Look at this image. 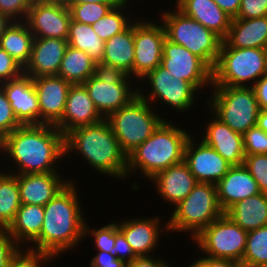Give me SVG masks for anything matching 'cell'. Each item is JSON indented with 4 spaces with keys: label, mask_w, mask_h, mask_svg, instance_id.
I'll return each instance as SVG.
<instances>
[{
    "label": "cell",
    "mask_w": 267,
    "mask_h": 267,
    "mask_svg": "<svg viewBox=\"0 0 267 267\" xmlns=\"http://www.w3.org/2000/svg\"><path fill=\"white\" fill-rule=\"evenodd\" d=\"M0 151L17 165L12 174L59 172L56 163L65 157V136L54 125H22L0 141Z\"/></svg>",
    "instance_id": "1"
},
{
    "label": "cell",
    "mask_w": 267,
    "mask_h": 267,
    "mask_svg": "<svg viewBox=\"0 0 267 267\" xmlns=\"http://www.w3.org/2000/svg\"><path fill=\"white\" fill-rule=\"evenodd\" d=\"M76 184L70 182L44 206V221L40 235L29 249L50 254L58 258L70 249L74 250L86 238L82 207Z\"/></svg>",
    "instance_id": "2"
},
{
    "label": "cell",
    "mask_w": 267,
    "mask_h": 267,
    "mask_svg": "<svg viewBox=\"0 0 267 267\" xmlns=\"http://www.w3.org/2000/svg\"><path fill=\"white\" fill-rule=\"evenodd\" d=\"M80 156L100 174L125 180L127 155L121 150L109 122H101L75 128L65 135V157L68 153Z\"/></svg>",
    "instance_id": "3"
},
{
    "label": "cell",
    "mask_w": 267,
    "mask_h": 267,
    "mask_svg": "<svg viewBox=\"0 0 267 267\" xmlns=\"http://www.w3.org/2000/svg\"><path fill=\"white\" fill-rule=\"evenodd\" d=\"M191 135L165 119L150 137L127 156V178L140 170L143 177L150 180L157 173L181 163Z\"/></svg>",
    "instance_id": "4"
},
{
    "label": "cell",
    "mask_w": 267,
    "mask_h": 267,
    "mask_svg": "<svg viewBox=\"0 0 267 267\" xmlns=\"http://www.w3.org/2000/svg\"><path fill=\"white\" fill-rule=\"evenodd\" d=\"M162 229L167 232H185L195 238L211 222L224 214L221 209L216 185L198 182L193 190L171 212Z\"/></svg>",
    "instance_id": "5"
},
{
    "label": "cell",
    "mask_w": 267,
    "mask_h": 267,
    "mask_svg": "<svg viewBox=\"0 0 267 267\" xmlns=\"http://www.w3.org/2000/svg\"><path fill=\"white\" fill-rule=\"evenodd\" d=\"M264 75H267L266 49L232 48L222 40L212 70V86L252 87Z\"/></svg>",
    "instance_id": "6"
},
{
    "label": "cell",
    "mask_w": 267,
    "mask_h": 267,
    "mask_svg": "<svg viewBox=\"0 0 267 267\" xmlns=\"http://www.w3.org/2000/svg\"><path fill=\"white\" fill-rule=\"evenodd\" d=\"M175 11H162L161 23L164 25L166 38L185 47L202 59L212 70L219 58L222 39L213 31L186 16L177 7Z\"/></svg>",
    "instance_id": "7"
},
{
    "label": "cell",
    "mask_w": 267,
    "mask_h": 267,
    "mask_svg": "<svg viewBox=\"0 0 267 267\" xmlns=\"http://www.w3.org/2000/svg\"><path fill=\"white\" fill-rule=\"evenodd\" d=\"M152 107L137 95L127 105L106 118L121 150L127 156L150 137L165 120L154 112Z\"/></svg>",
    "instance_id": "8"
},
{
    "label": "cell",
    "mask_w": 267,
    "mask_h": 267,
    "mask_svg": "<svg viewBox=\"0 0 267 267\" xmlns=\"http://www.w3.org/2000/svg\"><path fill=\"white\" fill-rule=\"evenodd\" d=\"M213 93L207 101L210 113L243 135L257 125L260 111L254 89L250 86H212Z\"/></svg>",
    "instance_id": "9"
},
{
    "label": "cell",
    "mask_w": 267,
    "mask_h": 267,
    "mask_svg": "<svg viewBox=\"0 0 267 267\" xmlns=\"http://www.w3.org/2000/svg\"><path fill=\"white\" fill-rule=\"evenodd\" d=\"M247 234L225 213L211 222L195 238L200 252L211 258L231 259L242 262Z\"/></svg>",
    "instance_id": "10"
},
{
    "label": "cell",
    "mask_w": 267,
    "mask_h": 267,
    "mask_svg": "<svg viewBox=\"0 0 267 267\" xmlns=\"http://www.w3.org/2000/svg\"><path fill=\"white\" fill-rule=\"evenodd\" d=\"M131 80L126 74L98 71L83 85L97 111L106 119L138 95V88L131 87Z\"/></svg>",
    "instance_id": "11"
},
{
    "label": "cell",
    "mask_w": 267,
    "mask_h": 267,
    "mask_svg": "<svg viewBox=\"0 0 267 267\" xmlns=\"http://www.w3.org/2000/svg\"><path fill=\"white\" fill-rule=\"evenodd\" d=\"M143 79L149 81L150 92L143 93L144 90L138 89V95L146 100L148 103L154 104L159 101L166 104L167 108L170 106L175 111H189L195 104L194 97L198 90L189 82L181 79H174L169 75L161 65L156 69L148 72ZM147 95V96H146ZM160 99V100H159Z\"/></svg>",
    "instance_id": "12"
},
{
    "label": "cell",
    "mask_w": 267,
    "mask_h": 267,
    "mask_svg": "<svg viewBox=\"0 0 267 267\" xmlns=\"http://www.w3.org/2000/svg\"><path fill=\"white\" fill-rule=\"evenodd\" d=\"M135 21L134 17V62L133 78L142 79L148 72L161 65L163 43L166 39L164 25L160 23ZM158 24V25H157Z\"/></svg>",
    "instance_id": "13"
},
{
    "label": "cell",
    "mask_w": 267,
    "mask_h": 267,
    "mask_svg": "<svg viewBox=\"0 0 267 267\" xmlns=\"http://www.w3.org/2000/svg\"><path fill=\"white\" fill-rule=\"evenodd\" d=\"M161 66L174 79L185 80L197 90L212 87V69L199 57L185 47L165 39Z\"/></svg>",
    "instance_id": "14"
},
{
    "label": "cell",
    "mask_w": 267,
    "mask_h": 267,
    "mask_svg": "<svg viewBox=\"0 0 267 267\" xmlns=\"http://www.w3.org/2000/svg\"><path fill=\"white\" fill-rule=\"evenodd\" d=\"M192 136L185 147L184 161L197 182L217 184L232 165L203 141L196 143Z\"/></svg>",
    "instance_id": "15"
},
{
    "label": "cell",
    "mask_w": 267,
    "mask_h": 267,
    "mask_svg": "<svg viewBox=\"0 0 267 267\" xmlns=\"http://www.w3.org/2000/svg\"><path fill=\"white\" fill-rule=\"evenodd\" d=\"M70 20L66 5L32 4L25 22L34 38L67 39Z\"/></svg>",
    "instance_id": "16"
},
{
    "label": "cell",
    "mask_w": 267,
    "mask_h": 267,
    "mask_svg": "<svg viewBox=\"0 0 267 267\" xmlns=\"http://www.w3.org/2000/svg\"><path fill=\"white\" fill-rule=\"evenodd\" d=\"M40 107V125H55L63 116L70 82L59 76L32 78Z\"/></svg>",
    "instance_id": "17"
},
{
    "label": "cell",
    "mask_w": 267,
    "mask_h": 267,
    "mask_svg": "<svg viewBox=\"0 0 267 267\" xmlns=\"http://www.w3.org/2000/svg\"><path fill=\"white\" fill-rule=\"evenodd\" d=\"M100 115L83 84L70 86L62 118L54 125L64 136L71 130L99 123Z\"/></svg>",
    "instance_id": "18"
},
{
    "label": "cell",
    "mask_w": 267,
    "mask_h": 267,
    "mask_svg": "<svg viewBox=\"0 0 267 267\" xmlns=\"http://www.w3.org/2000/svg\"><path fill=\"white\" fill-rule=\"evenodd\" d=\"M67 47V39L34 38L30 60L24 67V75L31 78L56 76Z\"/></svg>",
    "instance_id": "19"
},
{
    "label": "cell",
    "mask_w": 267,
    "mask_h": 267,
    "mask_svg": "<svg viewBox=\"0 0 267 267\" xmlns=\"http://www.w3.org/2000/svg\"><path fill=\"white\" fill-rule=\"evenodd\" d=\"M1 86L18 121L22 125H40V107L32 78L23 74Z\"/></svg>",
    "instance_id": "20"
},
{
    "label": "cell",
    "mask_w": 267,
    "mask_h": 267,
    "mask_svg": "<svg viewBox=\"0 0 267 267\" xmlns=\"http://www.w3.org/2000/svg\"><path fill=\"white\" fill-rule=\"evenodd\" d=\"M206 125L205 134L200 141L212 147L232 166L243 165L246 154L242 135L232 130L214 114Z\"/></svg>",
    "instance_id": "21"
},
{
    "label": "cell",
    "mask_w": 267,
    "mask_h": 267,
    "mask_svg": "<svg viewBox=\"0 0 267 267\" xmlns=\"http://www.w3.org/2000/svg\"><path fill=\"white\" fill-rule=\"evenodd\" d=\"M13 174L18 179L21 204H35L44 207L70 182L62 178L59 172Z\"/></svg>",
    "instance_id": "22"
},
{
    "label": "cell",
    "mask_w": 267,
    "mask_h": 267,
    "mask_svg": "<svg viewBox=\"0 0 267 267\" xmlns=\"http://www.w3.org/2000/svg\"><path fill=\"white\" fill-rule=\"evenodd\" d=\"M134 53L133 22L126 30L105 41L99 71L122 73L133 79Z\"/></svg>",
    "instance_id": "23"
},
{
    "label": "cell",
    "mask_w": 267,
    "mask_h": 267,
    "mask_svg": "<svg viewBox=\"0 0 267 267\" xmlns=\"http://www.w3.org/2000/svg\"><path fill=\"white\" fill-rule=\"evenodd\" d=\"M160 217L130 218L119 222L118 229L124 235L126 241L137 257L150 256L159 244L162 225L160 226Z\"/></svg>",
    "instance_id": "24"
},
{
    "label": "cell",
    "mask_w": 267,
    "mask_h": 267,
    "mask_svg": "<svg viewBox=\"0 0 267 267\" xmlns=\"http://www.w3.org/2000/svg\"><path fill=\"white\" fill-rule=\"evenodd\" d=\"M155 184L159 196L173 204L174 207L181 202L198 183L194 175L190 172L187 163L183 160L181 163L170 166L169 168L157 173L150 179Z\"/></svg>",
    "instance_id": "25"
},
{
    "label": "cell",
    "mask_w": 267,
    "mask_h": 267,
    "mask_svg": "<svg viewBox=\"0 0 267 267\" xmlns=\"http://www.w3.org/2000/svg\"><path fill=\"white\" fill-rule=\"evenodd\" d=\"M215 185L218 202L224 212L237 201L260 193L257 182L244 164L232 166Z\"/></svg>",
    "instance_id": "26"
},
{
    "label": "cell",
    "mask_w": 267,
    "mask_h": 267,
    "mask_svg": "<svg viewBox=\"0 0 267 267\" xmlns=\"http://www.w3.org/2000/svg\"><path fill=\"white\" fill-rule=\"evenodd\" d=\"M176 7L222 40L227 36L232 17L224 12L214 0H179Z\"/></svg>",
    "instance_id": "27"
},
{
    "label": "cell",
    "mask_w": 267,
    "mask_h": 267,
    "mask_svg": "<svg viewBox=\"0 0 267 267\" xmlns=\"http://www.w3.org/2000/svg\"><path fill=\"white\" fill-rule=\"evenodd\" d=\"M223 41L232 48L267 47V16L254 19L232 18Z\"/></svg>",
    "instance_id": "28"
},
{
    "label": "cell",
    "mask_w": 267,
    "mask_h": 267,
    "mask_svg": "<svg viewBox=\"0 0 267 267\" xmlns=\"http://www.w3.org/2000/svg\"><path fill=\"white\" fill-rule=\"evenodd\" d=\"M224 213L246 232L267 226V194L237 201Z\"/></svg>",
    "instance_id": "29"
},
{
    "label": "cell",
    "mask_w": 267,
    "mask_h": 267,
    "mask_svg": "<svg viewBox=\"0 0 267 267\" xmlns=\"http://www.w3.org/2000/svg\"><path fill=\"white\" fill-rule=\"evenodd\" d=\"M44 219V207L35 204H21L15 219L6 229L15 242L21 246L31 243L40 235Z\"/></svg>",
    "instance_id": "30"
},
{
    "label": "cell",
    "mask_w": 267,
    "mask_h": 267,
    "mask_svg": "<svg viewBox=\"0 0 267 267\" xmlns=\"http://www.w3.org/2000/svg\"><path fill=\"white\" fill-rule=\"evenodd\" d=\"M34 35L25 21H12L0 37V47L23 67L31 57Z\"/></svg>",
    "instance_id": "31"
},
{
    "label": "cell",
    "mask_w": 267,
    "mask_h": 267,
    "mask_svg": "<svg viewBox=\"0 0 267 267\" xmlns=\"http://www.w3.org/2000/svg\"><path fill=\"white\" fill-rule=\"evenodd\" d=\"M98 71V63L88 53L68 45L57 76L71 84H83Z\"/></svg>",
    "instance_id": "32"
},
{
    "label": "cell",
    "mask_w": 267,
    "mask_h": 267,
    "mask_svg": "<svg viewBox=\"0 0 267 267\" xmlns=\"http://www.w3.org/2000/svg\"><path fill=\"white\" fill-rule=\"evenodd\" d=\"M67 42L72 48L88 53L98 64L101 62L105 42L91 25L70 20Z\"/></svg>",
    "instance_id": "33"
},
{
    "label": "cell",
    "mask_w": 267,
    "mask_h": 267,
    "mask_svg": "<svg viewBox=\"0 0 267 267\" xmlns=\"http://www.w3.org/2000/svg\"><path fill=\"white\" fill-rule=\"evenodd\" d=\"M0 170V229H7L21 206L16 175Z\"/></svg>",
    "instance_id": "34"
},
{
    "label": "cell",
    "mask_w": 267,
    "mask_h": 267,
    "mask_svg": "<svg viewBox=\"0 0 267 267\" xmlns=\"http://www.w3.org/2000/svg\"><path fill=\"white\" fill-rule=\"evenodd\" d=\"M130 0H121L104 17L92 24L94 32L105 42L114 35L126 30L134 21L127 18L123 11Z\"/></svg>",
    "instance_id": "35"
},
{
    "label": "cell",
    "mask_w": 267,
    "mask_h": 267,
    "mask_svg": "<svg viewBox=\"0 0 267 267\" xmlns=\"http://www.w3.org/2000/svg\"><path fill=\"white\" fill-rule=\"evenodd\" d=\"M267 263V226L249 231L240 267H262Z\"/></svg>",
    "instance_id": "36"
},
{
    "label": "cell",
    "mask_w": 267,
    "mask_h": 267,
    "mask_svg": "<svg viewBox=\"0 0 267 267\" xmlns=\"http://www.w3.org/2000/svg\"><path fill=\"white\" fill-rule=\"evenodd\" d=\"M118 2H88L66 5L70 11L71 20L92 25L104 17Z\"/></svg>",
    "instance_id": "37"
},
{
    "label": "cell",
    "mask_w": 267,
    "mask_h": 267,
    "mask_svg": "<svg viewBox=\"0 0 267 267\" xmlns=\"http://www.w3.org/2000/svg\"><path fill=\"white\" fill-rule=\"evenodd\" d=\"M92 229L93 227L90 228L85 222L84 236L91 234L90 237H94L95 247L98 249V251L112 252L116 240V231L118 230V225L111 222L110 224L101 226V228Z\"/></svg>",
    "instance_id": "38"
},
{
    "label": "cell",
    "mask_w": 267,
    "mask_h": 267,
    "mask_svg": "<svg viewBox=\"0 0 267 267\" xmlns=\"http://www.w3.org/2000/svg\"><path fill=\"white\" fill-rule=\"evenodd\" d=\"M244 166L257 182L260 192L267 194V154L245 155Z\"/></svg>",
    "instance_id": "39"
},
{
    "label": "cell",
    "mask_w": 267,
    "mask_h": 267,
    "mask_svg": "<svg viewBox=\"0 0 267 267\" xmlns=\"http://www.w3.org/2000/svg\"><path fill=\"white\" fill-rule=\"evenodd\" d=\"M22 248L26 247L23 246L16 252L8 267H42L51 260L55 259L50 254L29 248L24 251ZM42 262L44 263L43 265H41Z\"/></svg>",
    "instance_id": "40"
},
{
    "label": "cell",
    "mask_w": 267,
    "mask_h": 267,
    "mask_svg": "<svg viewBox=\"0 0 267 267\" xmlns=\"http://www.w3.org/2000/svg\"><path fill=\"white\" fill-rule=\"evenodd\" d=\"M22 124L16 118L13 112L11 103L0 84V141L8 134L13 132L16 128L21 127Z\"/></svg>",
    "instance_id": "41"
},
{
    "label": "cell",
    "mask_w": 267,
    "mask_h": 267,
    "mask_svg": "<svg viewBox=\"0 0 267 267\" xmlns=\"http://www.w3.org/2000/svg\"><path fill=\"white\" fill-rule=\"evenodd\" d=\"M246 155L267 154V133L257 125L242 135Z\"/></svg>",
    "instance_id": "42"
},
{
    "label": "cell",
    "mask_w": 267,
    "mask_h": 267,
    "mask_svg": "<svg viewBox=\"0 0 267 267\" xmlns=\"http://www.w3.org/2000/svg\"><path fill=\"white\" fill-rule=\"evenodd\" d=\"M31 0H0V13L11 21H25Z\"/></svg>",
    "instance_id": "43"
},
{
    "label": "cell",
    "mask_w": 267,
    "mask_h": 267,
    "mask_svg": "<svg viewBox=\"0 0 267 267\" xmlns=\"http://www.w3.org/2000/svg\"><path fill=\"white\" fill-rule=\"evenodd\" d=\"M24 67L0 47V84L21 77Z\"/></svg>",
    "instance_id": "44"
},
{
    "label": "cell",
    "mask_w": 267,
    "mask_h": 267,
    "mask_svg": "<svg viewBox=\"0 0 267 267\" xmlns=\"http://www.w3.org/2000/svg\"><path fill=\"white\" fill-rule=\"evenodd\" d=\"M267 16V0H241L239 12L235 18L254 19Z\"/></svg>",
    "instance_id": "45"
},
{
    "label": "cell",
    "mask_w": 267,
    "mask_h": 267,
    "mask_svg": "<svg viewBox=\"0 0 267 267\" xmlns=\"http://www.w3.org/2000/svg\"><path fill=\"white\" fill-rule=\"evenodd\" d=\"M20 248L6 229H0V267H8Z\"/></svg>",
    "instance_id": "46"
},
{
    "label": "cell",
    "mask_w": 267,
    "mask_h": 267,
    "mask_svg": "<svg viewBox=\"0 0 267 267\" xmlns=\"http://www.w3.org/2000/svg\"><path fill=\"white\" fill-rule=\"evenodd\" d=\"M112 253L125 264L130 263L137 257L119 229L116 231V240Z\"/></svg>",
    "instance_id": "47"
},
{
    "label": "cell",
    "mask_w": 267,
    "mask_h": 267,
    "mask_svg": "<svg viewBox=\"0 0 267 267\" xmlns=\"http://www.w3.org/2000/svg\"><path fill=\"white\" fill-rule=\"evenodd\" d=\"M90 261V267H126L112 252L97 251Z\"/></svg>",
    "instance_id": "48"
},
{
    "label": "cell",
    "mask_w": 267,
    "mask_h": 267,
    "mask_svg": "<svg viewBox=\"0 0 267 267\" xmlns=\"http://www.w3.org/2000/svg\"><path fill=\"white\" fill-rule=\"evenodd\" d=\"M164 259H159L154 256H141L136 257L130 263L126 264V267H171Z\"/></svg>",
    "instance_id": "49"
},
{
    "label": "cell",
    "mask_w": 267,
    "mask_h": 267,
    "mask_svg": "<svg viewBox=\"0 0 267 267\" xmlns=\"http://www.w3.org/2000/svg\"><path fill=\"white\" fill-rule=\"evenodd\" d=\"M260 110H267V75L262 76L253 86Z\"/></svg>",
    "instance_id": "50"
},
{
    "label": "cell",
    "mask_w": 267,
    "mask_h": 267,
    "mask_svg": "<svg viewBox=\"0 0 267 267\" xmlns=\"http://www.w3.org/2000/svg\"><path fill=\"white\" fill-rule=\"evenodd\" d=\"M230 17L235 18L241 6V0H214Z\"/></svg>",
    "instance_id": "51"
},
{
    "label": "cell",
    "mask_w": 267,
    "mask_h": 267,
    "mask_svg": "<svg viewBox=\"0 0 267 267\" xmlns=\"http://www.w3.org/2000/svg\"><path fill=\"white\" fill-rule=\"evenodd\" d=\"M210 267H240V264L231 259L210 257Z\"/></svg>",
    "instance_id": "52"
},
{
    "label": "cell",
    "mask_w": 267,
    "mask_h": 267,
    "mask_svg": "<svg viewBox=\"0 0 267 267\" xmlns=\"http://www.w3.org/2000/svg\"><path fill=\"white\" fill-rule=\"evenodd\" d=\"M257 126L267 133V110L259 111Z\"/></svg>",
    "instance_id": "53"
},
{
    "label": "cell",
    "mask_w": 267,
    "mask_h": 267,
    "mask_svg": "<svg viewBox=\"0 0 267 267\" xmlns=\"http://www.w3.org/2000/svg\"><path fill=\"white\" fill-rule=\"evenodd\" d=\"M188 267H210V257L208 256H199L198 259L195 260Z\"/></svg>",
    "instance_id": "54"
},
{
    "label": "cell",
    "mask_w": 267,
    "mask_h": 267,
    "mask_svg": "<svg viewBox=\"0 0 267 267\" xmlns=\"http://www.w3.org/2000/svg\"><path fill=\"white\" fill-rule=\"evenodd\" d=\"M121 0H66L65 5H74L79 3H88V2H95V3H102V2H120Z\"/></svg>",
    "instance_id": "55"
},
{
    "label": "cell",
    "mask_w": 267,
    "mask_h": 267,
    "mask_svg": "<svg viewBox=\"0 0 267 267\" xmlns=\"http://www.w3.org/2000/svg\"><path fill=\"white\" fill-rule=\"evenodd\" d=\"M12 21L5 15L0 13V37L4 34L5 29Z\"/></svg>",
    "instance_id": "56"
},
{
    "label": "cell",
    "mask_w": 267,
    "mask_h": 267,
    "mask_svg": "<svg viewBox=\"0 0 267 267\" xmlns=\"http://www.w3.org/2000/svg\"><path fill=\"white\" fill-rule=\"evenodd\" d=\"M66 0H31L32 4H58L65 5Z\"/></svg>",
    "instance_id": "57"
}]
</instances>
